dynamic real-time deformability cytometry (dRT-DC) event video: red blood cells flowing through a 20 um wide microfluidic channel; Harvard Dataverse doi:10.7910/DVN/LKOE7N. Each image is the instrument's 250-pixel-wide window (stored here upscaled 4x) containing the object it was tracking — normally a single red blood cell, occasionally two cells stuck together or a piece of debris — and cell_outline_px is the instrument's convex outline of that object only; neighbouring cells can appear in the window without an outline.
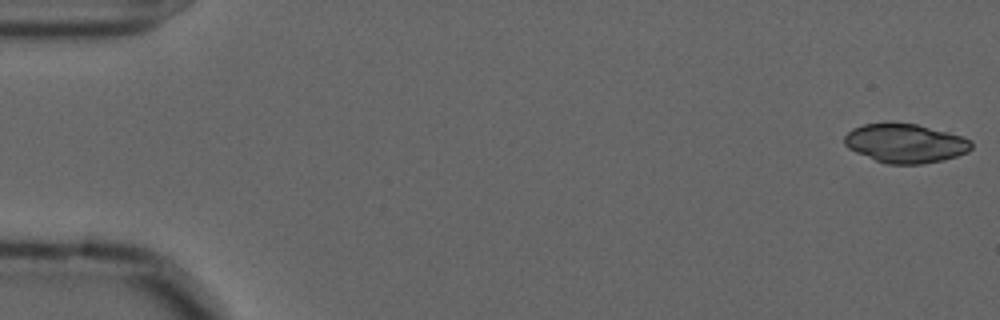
{"species": "common noctule bat (a hibernating species)", "species_latin": "Nyctalus noctula", "temperature_condition": "cold", "stored_images_in_passage": 56, "camera_frame_rate_fps": 3000, "um_per_image_px": 0.085, "animal": {"sex": "male", "forearm_length_mm": 52.5}, "frame": {"image": 1, "passage_image": 1, "time_ms": 0.0, "image_size_px": [1000, 320], "cell_outline_px": [[972, 148], [968, 152], [944, 160], [920, 164], [888, 164], [876, 160], [856, 152], [848, 148], [844, 144], [844, 136], [852, 128], [864, 124], [884, 120], [916, 124], [964, 136], [972, 140]], "centroid_in_image_um": [76.95, 12.15], "position_along_channel_um": 8.1, "area_um2": 29.42}}
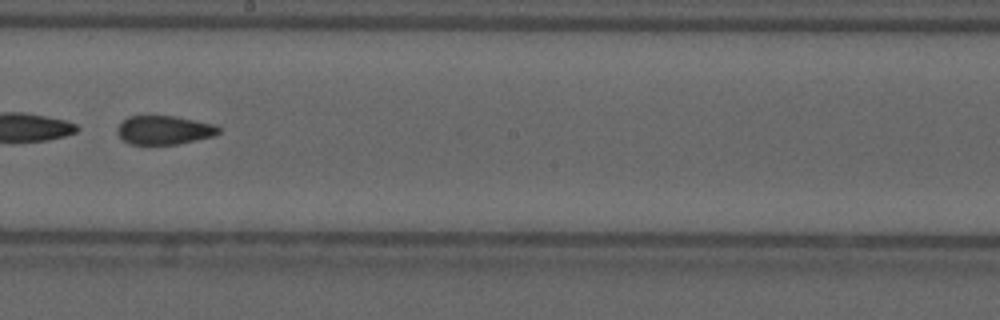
{"frame": {"image": 2, "passage_image": 32, "time_ms": 10.333, "image_size_px": [1000, 320], "cell_outline_px": [[220, 132], [212, 136], [176, 144], [128, 144], [116, 132], [120, 124], [128, 116], [176, 116], [216, 124], [220, 128]], "centroid_in_image_um": [13.96, 11.04], "position_along_channel_um": 234.2, "area_um2": 16.88}, "authors_computed_cell_mechanics": {"area_um2": 29.7381, "velocity_mm_per_s": 3.6139, "shape_relaxation_time_tau1_ms": null, "shape_relaxation_time_tau2_ms": 2.7108, "deformation_change_tau1": null, "deformation_change_tau2": 0.0855}}